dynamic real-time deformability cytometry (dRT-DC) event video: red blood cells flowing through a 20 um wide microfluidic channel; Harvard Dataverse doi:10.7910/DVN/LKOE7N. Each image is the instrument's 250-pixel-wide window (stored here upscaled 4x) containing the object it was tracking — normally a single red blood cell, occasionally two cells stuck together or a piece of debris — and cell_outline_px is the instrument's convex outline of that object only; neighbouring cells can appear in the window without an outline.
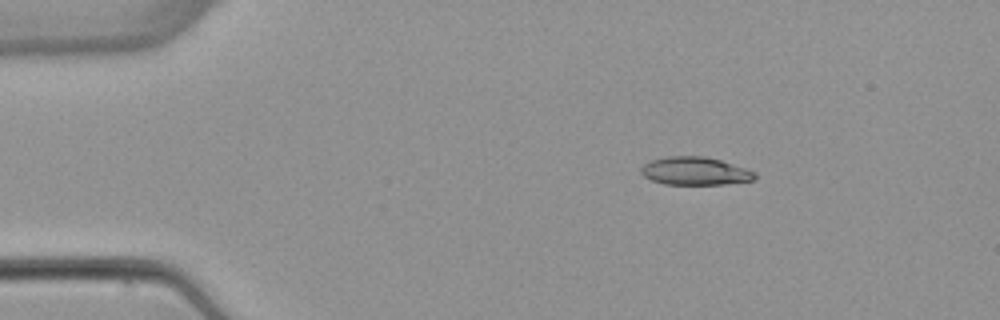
{"species": "common noctule bat (a hibernating species)", "species_latin": "Nyctalus noctula", "temperature_condition": "warm", "stored_images_in_passage": 4, "camera_frame_rate_fps": 3000, "um_per_image_px": 0.085, "animal": {"sex": "female", "body_mass_g": 22.7, "forearm_length_mm": 54.2}, "frame": {"image": 1, "passage_image": 2, "time_ms": 2.333, "image_size_px": [1000, 320], "cell_outline_px": [[756, 180], [724, 184], [664, 184], [652, 180], [644, 176], [640, 172], [640, 168], [644, 164], [652, 160], [668, 156], [704, 156], [720, 160], [756, 172]], "centroid_in_image_um": [59.08, 14.54], "position_along_channel_um": 25.9, "area_um2": 18.5}}